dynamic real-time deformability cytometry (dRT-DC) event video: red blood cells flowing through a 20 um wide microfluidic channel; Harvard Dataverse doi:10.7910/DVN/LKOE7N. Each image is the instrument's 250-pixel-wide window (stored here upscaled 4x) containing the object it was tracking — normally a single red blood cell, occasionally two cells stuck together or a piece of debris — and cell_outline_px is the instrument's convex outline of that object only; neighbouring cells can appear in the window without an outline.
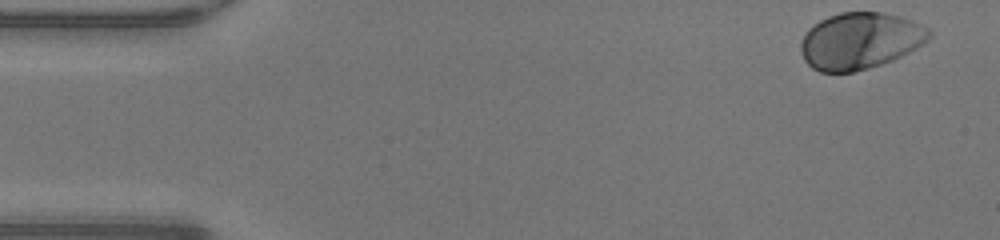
{"species": "human", "species_latin": "Homo sapiens", "temperature_condition": "warm", "stored_images_in_passage": 47, "camera_frame_rate_fps": 3000, "um_per_image_px": 0.085, "donor": {"sex": "male"}, "frame": {"image": 1, "passage_image": 1, "time_ms": 0.0, "image_size_px": [1000, 240], "cell_outline_px": [[932, 36], [928, 40], [916, 48], [892, 60], [868, 68], [852, 72], [820, 72], [812, 68], [804, 60], [800, 48], [800, 44], [808, 28], [820, 20], [828, 16], [840, 12], [884, 12], [900, 16], [912, 20], [928, 28], [932, 32]], "centroid_in_image_um": [73.1, 3.46], "position_along_channel_um": 11.9, "area_um2": 42.37}}
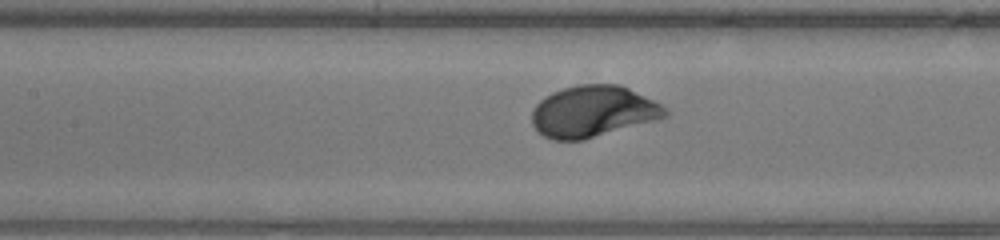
{"frame": {"image": 2, "passage_image": 20, "time_ms": 6.333, "image_size_px": [1000, 240], "cell_outline_px": [[668, 116], [656, 120], [584, 140], [552, 140], [544, 136], [532, 124], [532, 112], [536, 104], [540, 100], [552, 92], [564, 88], [580, 84], [620, 84], [668, 108]], "centroid_in_image_um": [50.41, 9.48], "position_along_channel_um": 157.0, "area_um2": 39.77}}
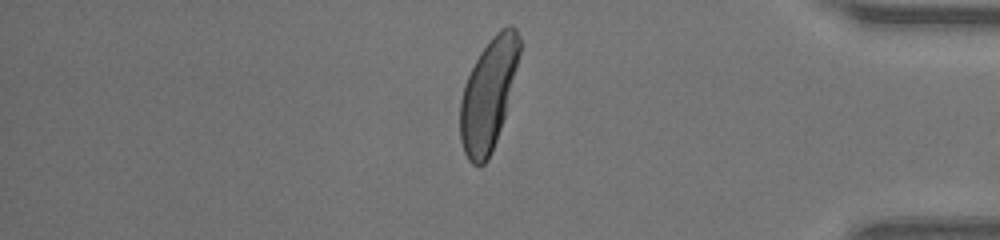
{"frame": {"image": 3, "passage_image": 39, "time_ms": 12.667, "image_size_px": [1000, 240], "cell_outline_px": [[520, 52], [504, 116], [492, 152], [488, 160], [480, 168], [472, 164], [468, 160], [464, 152], [460, 140], [460, 100], [464, 84], [480, 52], [492, 36], [500, 28], [508, 24], [512, 24], [516, 28], [520, 36]], "centroid_in_image_um": [41.5, 8.03], "position_along_channel_um": 393.7, "area_um2": 38.26}, "authors_computed_cell_mechanics": {"area_um2": 39.882, "velocity_mm_per_s": 4.2367, "shape_relaxation_time_tau1_ms": 1.3837, "shape_relaxation_time_tau2_ms": null, "deformation_change_tau1": 0.1478, "deformation_change_tau2": null}}